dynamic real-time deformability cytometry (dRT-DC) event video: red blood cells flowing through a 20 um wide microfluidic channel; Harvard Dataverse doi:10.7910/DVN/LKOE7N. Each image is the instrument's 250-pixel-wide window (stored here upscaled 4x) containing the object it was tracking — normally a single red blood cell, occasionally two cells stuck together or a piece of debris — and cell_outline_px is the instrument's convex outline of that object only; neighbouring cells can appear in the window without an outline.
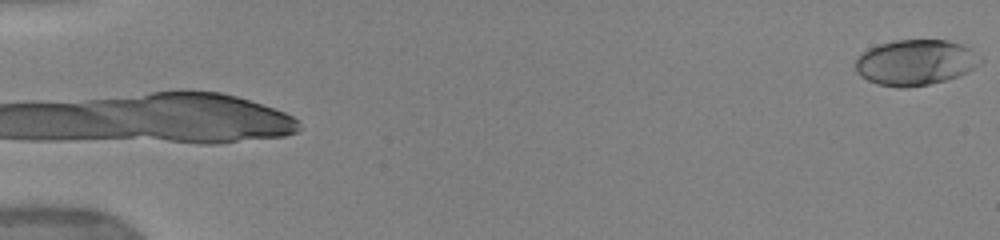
{"species": "human", "species_latin": "Homo sapiens", "temperature_condition": "warm", "stored_images_in_passage": 33, "camera_frame_rate_fps": 3000, "um_per_image_px": 0.085, "donor": {"sex": "female"}, "frame": {"image": 1, "passage_image": 1, "time_ms": 0.0, "image_size_px": [1000, 240], "cell_outline_px": [[984, 60], [980, 64], [968, 72], [944, 80], [928, 84], [908, 88], [900, 88], [876, 84], [860, 76], [856, 72], [856, 60], [868, 48], [892, 40], [948, 40], [964, 44]], "centroid_in_image_um": [77.82, 5.3], "position_along_channel_um": 7.2, "area_um2": 33.29}}